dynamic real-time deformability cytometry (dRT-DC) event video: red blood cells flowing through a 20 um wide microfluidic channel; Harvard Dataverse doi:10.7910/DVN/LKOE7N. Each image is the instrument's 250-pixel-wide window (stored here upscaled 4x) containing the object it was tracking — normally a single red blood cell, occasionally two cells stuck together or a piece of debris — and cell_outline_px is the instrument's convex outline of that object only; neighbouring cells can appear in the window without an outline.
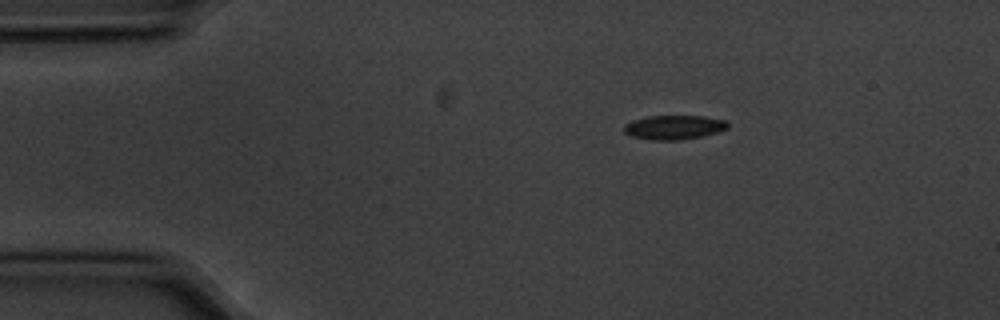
{"species": "common noctule bat (a hibernating species)", "species_latin": "Nyctalus noctula", "temperature_condition": "cold", "stored_images_in_passage": 47, "camera_frame_rate_fps": 3000, "um_per_image_px": 0.085, "animal": {"sex": "male", "body_mass_g": 20.1, "forearm_length_mm": 53.5}, "frame": {"image": 1, "passage_image": 1, "time_ms": 0.0, "image_size_px": [1000, 320], "cell_outline_px": [[728, 128], [716, 132], [700, 136], [676, 140], [652, 140], [632, 136], [624, 132], [624, 124], [632, 120], [648, 116], [704, 116], [724, 120], [728, 124]], "centroid_in_image_um": [57.25, 10.81], "position_along_channel_um": 27.8, "area_um2": 14.45}}
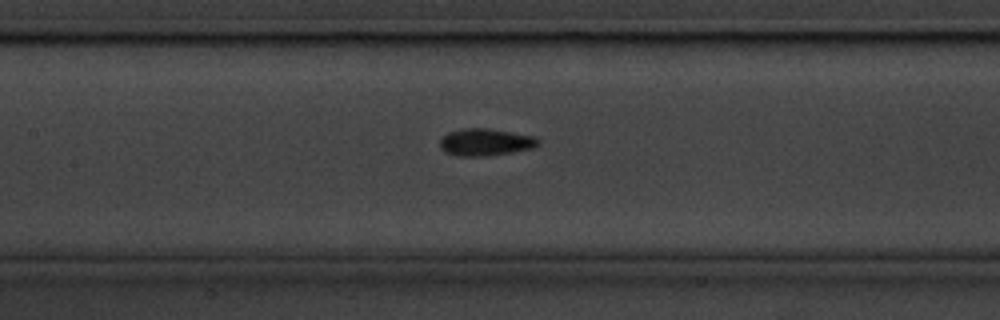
{"frame": {"image": 2, "passage_image": 17, "time_ms": 5.333, "image_size_px": [1000, 320], "cell_outline_px": [[540, 140], [532, 148], [512, 152], [484, 156], [456, 156], [444, 152], [440, 148], [440, 140], [448, 132], [460, 128], [488, 128], [536, 136]], "centroid_in_image_um": [41.23, 12.08], "position_along_channel_um": 166.2, "area_um2": 15.61}}
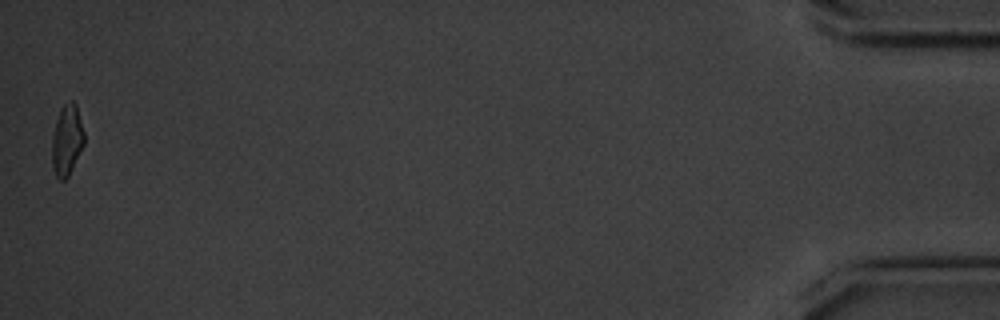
{"frame": {"image": 3, "passage_image": 47, "time_ms": 15.333, "image_size_px": [1000, 320], "cell_outline_px": [[84, 144], [68, 176], [64, 180], [60, 180], [56, 176], [52, 168], [52, 136], [56, 120], [60, 108], [64, 104], [72, 100], [76, 104], [84, 132]], "centroid_in_image_um": [5.67, 11.9], "position_along_channel_um": 429.5, "area_um2": 13.24}, "authors_computed_cell_mechanics": {"area_um2": 14.5078, "velocity_mm_per_s": 3.5773, "shape_relaxation_time_tau1_ms": 2.8195, "shape_relaxation_time_tau2_ms": null, "deformation_change_tau1": 0.1039, "deformation_change_tau2": null}}